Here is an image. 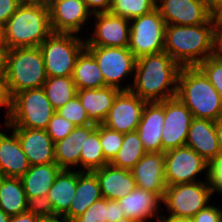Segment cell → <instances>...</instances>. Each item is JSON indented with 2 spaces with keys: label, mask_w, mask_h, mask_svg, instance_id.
<instances>
[{
  "label": "cell",
  "mask_w": 222,
  "mask_h": 222,
  "mask_svg": "<svg viewBox=\"0 0 222 222\" xmlns=\"http://www.w3.org/2000/svg\"><path fill=\"white\" fill-rule=\"evenodd\" d=\"M182 67L166 52L136 59L133 83L124 85L147 102H160L177 95L178 75Z\"/></svg>",
  "instance_id": "6da1fadb"
},
{
  "label": "cell",
  "mask_w": 222,
  "mask_h": 222,
  "mask_svg": "<svg viewBox=\"0 0 222 222\" xmlns=\"http://www.w3.org/2000/svg\"><path fill=\"white\" fill-rule=\"evenodd\" d=\"M164 52L181 67L198 66L215 54L213 15L198 25H166Z\"/></svg>",
  "instance_id": "7a4b0ae2"
},
{
  "label": "cell",
  "mask_w": 222,
  "mask_h": 222,
  "mask_svg": "<svg viewBox=\"0 0 222 222\" xmlns=\"http://www.w3.org/2000/svg\"><path fill=\"white\" fill-rule=\"evenodd\" d=\"M52 33L48 4L22 2L2 27V44L8 50L39 47Z\"/></svg>",
  "instance_id": "3957f363"
},
{
  "label": "cell",
  "mask_w": 222,
  "mask_h": 222,
  "mask_svg": "<svg viewBox=\"0 0 222 222\" xmlns=\"http://www.w3.org/2000/svg\"><path fill=\"white\" fill-rule=\"evenodd\" d=\"M176 97L194 118L216 121L222 117L221 96L197 66L180 69Z\"/></svg>",
  "instance_id": "277c9868"
},
{
  "label": "cell",
  "mask_w": 222,
  "mask_h": 222,
  "mask_svg": "<svg viewBox=\"0 0 222 222\" xmlns=\"http://www.w3.org/2000/svg\"><path fill=\"white\" fill-rule=\"evenodd\" d=\"M5 79L11 98L24 90L42 88L47 75L40 48L24 47L8 50Z\"/></svg>",
  "instance_id": "5b68a950"
},
{
  "label": "cell",
  "mask_w": 222,
  "mask_h": 222,
  "mask_svg": "<svg viewBox=\"0 0 222 222\" xmlns=\"http://www.w3.org/2000/svg\"><path fill=\"white\" fill-rule=\"evenodd\" d=\"M55 112L43 88L24 90L11 98L6 125L46 130Z\"/></svg>",
  "instance_id": "8992f818"
},
{
  "label": "cell",
  "mask_w": 222,
  "mask_h": 222,
  "mask_svg": "<svg viewBox=\"0 0 222 222\" xmlns=\"http://www.w3.org/2000/svg\"><path fill=\"white\" fill-rule=\"evenodd\" d=\"M85 39L74 33H52L39 46L47 77L72 76Z\"/></svg>",
  "instance_id": "52a82bcc"
},
{
  "label": "cell",
  "mask_w": 222,
  "mask_h": 222,
  "mask_svg": "<svg viewBox=\"0 0 222 222\" xmlns=\"http://www.w3.org/2000/svg\"><path fill=\"white\" fill-rule=\"evenodd\" d=\"M213 190L209 180L166 186L163 205L171 216L193 218L211 201Z\"/></svg>",
  "instance_id": "ba28073f"
},
{
  "label": "cell",
  "mask_w": 222,
  "mask_h": 222,
  "mask_svg": "<svg viewBox=\"0 0 222 222\" xmlns=\"http://www.w3.org/2000/svg\"><path fill=\"white\" fill-rule=\"evenodd\" d=\"M166 25L156 8L130 20L128 48L136 59L164 51Z\"/></svg>",
  "instance_id": "9c48e42d"
},
{
  "label": "cell",
  "mask_w": 222,
  "mask_h": 222,
  "mask_svg": "<svg viewBox=\"0 0 222 222\" xmlns=\"http://www.w3.org/2000/svg\"><path fill=\"white\" fill-rule=\"evenodd\" d=\"M165 153V182L166 186L176 184L194 183L201 172H206L209 180V163L187 146L168 150Z\"/></svg>",
  "instance_id": "30bf717a"
},
{
  "label": "cell",
  "mask_w": 222,
  "mask_h": 222,
  "mask_svg": "<svg viewBox=\"0 0 222 222\" xmlns=\"http://www.w3.org/2000/svg\"><path fill=\"white\" fill-rule=\"evenodd\" d=\"M85 48L95 58L105 84L124 91L123 81L128 76H134L136 64V58L129 48L99 46H86Z\"/></svg>",
  "instance_id": "8fae6325"
},
{
  "label": "cell",
  "mask_w": 222,
  "mask_h": 222,
  "mask_svg": "<svg viewBox=\"0 0 222 222\" xmlns=\"http://www.w3.org/2000/svg\"><path fill=\"white\" fill-rule=\"evenodd\" d=\"M193 119L191 111L176 96L164 100L162 152L185 146Z\"/></svg>",
  "instance_id": "7c38bea8"
},
{
  "label": "cell",
  "mask_w": 222,
  "mask_h": 222,
  "mask_svg": "<svg viewBox=\"0 0 222 222\" xmlns=\"http://www.w3.org/2000/svg\"><path fill=\"white\" fill-rule=\"evenodd\" d=\"M95 28L92 36L85 38L86 46L128 48L130 20L111 12L93 14Z\"/></svg>",
  "instance_id": "4fadbf2b"
},
{
  "label": "cell",
  "mask_w": 222,
  "mask_h": 222,
  "mask_svg": "<svg viewBox=\"0 0 222 222\" xmlns=\"http://www.w3.org/2000/svg\"><path fill=\"white\" fill-rule=\"evenodd\" d=\"M146 103L147 101L131 91H121L115 98L103 125L123 134L136 131Z\"/></svg>",
  "instance_id": "5bb4252c"
},
{
  "label": "cell",
  "mask_w": 222,
  "mask_h": 222,
  "mask_svg": "<svg viewBox=\"0 0 222 222\" xmlns=\"http://www.w3.org/2000/svg\"><path fill=\"white\" fill-rule=\"evenodd\" d=\"M48 8L53 33L79 34L93 18L83 0H52Z\"/></svg>",
  "instance_id": "9a60e30c"
},
{
  "label": "cell",
  "mask_w": 222,
  "mask_h": 222,
  "mask_svg": "<svg viewBox=\"0 0 222 222\" xmlns=\"http://www.w3.org/2000/svg\"><path fill=\"white\" fill-rule=\"evenodd\" d=\"M156 9L167 25H198L213 15L206 0H156Z\"/></svg>",
  "instance_id": "2e32d148"
},
{
  "label": "cell",
  "mask_w": 222,
  "mask_h": 222,
  "mask_svg": "<svg viewBox=\"0 0 222 222\" xmlns=\"http://www.w3.org/2000/svg\"><path fill=\"white\" fill-rule=\"evenodd\" d=\"M13 130L18 137L22 150L30 165L56 163L55 143L44 129H28L23 127H7Z\"/></svg>",
  "instance_id": "e0dca14e"
},
{
  "label": "cell",
  "mask_w": 222,
  "mask_h": 222,
  "mask_svg": "<svg viewBox=\"0 0 222 222\" xmlns=\"http://www.w3.org/2000/svg\"><path fill=\"white\" fill-rule=\"evenodd\" d=\"M164 165V152L146 153L131 169L136 187L155 192L163 199L166 190Z\"/></svg>",
  "instance_id": "ac0fdd59"
},
{
  "label": "cell",
  "mask_w": 222,
  "mask_h": 222,
  "mask_svg": "<svg viewBox=\"0 0 222 222\" xmlns=\"http://www.w3.org/2000/svg\"><path fill=\"white\" fill-rule=\"evenodd\" d=\"M164 125V101L147 102L141 121L136 129L147 153L162 151V130Z\"/></svg>",
  "instance_id": "d6986e66"
},
{
  "label": "cell",
  "mask_w": 222,
  "mask_h": 222,
  "mask_svg": "<svg viewBox=\"0 0 222 222\" xmlns=\"http://www.w3.org/2000/svg\"><path fill=\"white\" fill-rule=\"evenodd\" d=\"M118 202L125 217L135 222H146L148 219L157 217V222L163 214H160L159 206L162 198L155 192L136 187L132 192ZM159 212V213H158ZM160 215V216H159Z\"/></svg>",
  "instance_id": "ffe728a7"
},
{
  "label": "cell",
  "mask_w": 222,
  "mask_h": 222,
  "mask_svg": "<svg viewBox=\"0 0 222 222\" xmlns=\"http://www.w3.org/2000/svg\"><path fill=\"white\" fill-rule=\"evenodd\" d=\"M185 146L192 148L210 164L221 154L215 131V121L194 118L188 130Z\"/></svg>",
  "instance_id": "44dd1931"
},
{
  "label": "cell",
  "mask_w": 222,
  "mask_h": 222,
  "mask_svg": "<svg viewBox=\"0 0 222 222\" xmlns=\"http://www.w3.org/2000/svg\"><path fill=\"white\" fill-rule=\"evenodd\" d=\"M93 172L99 181L102 198L118 201L136 188L131 170L107 164Z\"/></svg>",
  "instance_id": "7402d4cb"
},
{
  "label": "cell",
  "mask_w": 222,
  "mask_h": 222,
  "mask_svg": "<svg viewBox=\"0 0 222 222\" xmlns=\"http://www.w3.org/2000/svg\"><path fill=\"white\" fill-rule=\"evenodd\" d=\"M97 128L96 124L75 126L70 134L55 143V161L61 169L73 170L80 165L82 146L89 135Z\"/></svg>",
  "instance_id": "603a6c76"
},
{
  "label": "cell",
  "mask_w": 222,
  "mask_h": 222,
  "mask_svg": "<svg viewBox=\"0 0 222 222\" xmlns=\"http://www.w3.org/2000/svg\"><path fill=\"white\" fill-rule=\"evenodd\" d=\"M120 89L106 86L98 89L77 90V96L88 114V119L96 125L103 124Z\"/></svg>",
  "instance_id": "cb8c5ba5"
},
{
  "label": "cell",
  "mask_w": 222,
  "mask_h": 222,
  "mask_svg": "<svg viewBox=\"0 0 222 222\" xmlns=\"http://www.w3.org/2000/svg\"><path fill=\"white\" fill-rule=\"evenodd\" d=\"M30 166L17 134L12 131L9 136L0 130V169L4 176L21 178Z\"/></svg>",
  "instance_id": "d4e9b609"
},
{
  "label": "cell",
  "mask_w": 222,
  "mask_h": 222,
  "mask_svg": "<svg viewBox=\"0 0 222 222\" xmlns=\"http://www.w3.org/2000/svg\"><path fill=\"white\" fill-rule=\"evenodd\" d=\"M102 198L99 181L93 171H77V187L69 211L63 216L72 222L91 204Z\"/></svg>",
  "instance_id": "484cf974"
},
{
  "label": "cell",
  "mask_w": 222,
  "mask_h": 222,
  "mask_svg": "<svg viewBox=\"0 0 222 222\" xmlns=\"http://www.w3.org/2000/svg\"><path fill=\"white\" fill-rule=\"evenodd\" d=\"M61 170L57 163L30 166L20 178L26 198L47 195Z\"/></svg>",
  "instance_id": "4316f807"
},
{
  "label": "cell",
  "mask_w": 222,
  "mask_h": 222,
  "mask_svg": "<svg viewBox=\"0 0 222 222\" xmlns=\"http://www.w3.org/2000/svg\"><path fill=\"white\" fill-rule=\"evenodd\" d=\"M77 187V170L62 169L48 191L54 216H64L71 206Z\"/></svg>",
  "instance_id": "83f0119b"
},
{
  "label": "cell",
  "mask_w": 222,
  "mask_h": 222,
  "mask_svg": "<svg viewBox=\"0 0 222 222\" xmlns=\"http://www.w3.org/2000/svg\"><path fill=\"white\" fill-rule=\"evenodd\" d=\"M72 77L77 90L107 86L95 58L86 48L77 57Z\"/></svg>",
  "instance_id": "f1b7e54d"
},
{
  "label": "cell",
  "mask_w": 222,
  "mask_h": 222,
  "mask_svg": "<svg viewBox=\"0 0 222 222\" xmlns=\"http://www.w3.org/2000/svg\"><path fill=\"white\" fill-rule=\"evenodd\" d=\"M0 209L10 217L27 211V198L20 178L5 177L2 180Z\"/></svg>",
  "instance_id": "f546056e"
},
{
  "label": "cell",
  "mask_w": 222,
  "mask_h": 222,
  "mask_svg": "<svg viewBox=\"0 0 222 222\" xmlns=\"http://www.w3.org/2000/svg\"><path fill=\"white\" fill-rule=\"evenodd\" d=\"M146 153L137 131L125 133L120 150L109 164L131 170Z\"/></svg>",
  "instance_id": "4dcf8cb0"
},
{
  "label": "cell",
  "mask_w": 222,
  "mask_h": 222,
  "mask_svg": "<svg viewBox=\"0 0 222 222\" xmlns=\"http://www.w3.org/2000/svg\"><path fill=\"white\" fill-rule=\"evenodd\" d=\"M42 88L56 111L77 94L72 76L47 77Z\"/></svg>",
  "instance_id": "1f68e13d"
},
{
  "label": "cell",
  "mask_w": 222,
  "mask_h": 222,
  "mask_svg": "<svg viewBox=\"0 0 222 222\" xmlns=\"http://www.w3.org/2000/svg\"><path fill=\"white\" fill-rule=\"evenodd\" d=\"M109 162L105 159L99 138V125L85 140L80 155L79 171H93Z\"/></svg>",
  "instance_id": "d6a6232c"
},
{
  "label": "cell",
  "mask_w": 222,
  "mask_h": 222,
  "mask_svg": "<svg viewBox=\"0 0 222 222\" xmlns=\"http://www.w3.org/2000/svg\"><path fill=\"white\" fill-rule=\"evenodd\" d=\"M155 8L156 0H112L110 12L131 20L148 14Z\"/></svg>",
  "instance_id": "836d02e7"
},
{
  "label": "cell",
  "mask_w": 222,
  "mask_h": 222,
  "mask_svg": "<svg viewBox=\"0 0 222 222\" xmlns=\"http://www.w3.org/2000/svg\"><path fill=\"white\" fill-rule=\"evenodd\" d=\"M124 134L99 125V138L105 159L110 162L120 150Z\"/></svg>",
  "instance_id": "e575fe53"
},
{
  "label": "cell",
  "mask_w": 222,
  "mask_h": 222,
  "mask_svg": "<svg viewBox=\"0 0 222 222\" xmlns=\"http://www.w3.org/2000/svg\"><path fill=\"white\" fill-rule=\"evenodd\" d=\"M208 78L222 99V56L212 55L197 66Z\"/></svg>",
  "instance_id": "d590c367"
},
{
  "label": "cell",
  "mask_w": 222,
  "mask_h": 222,
  "mask_svg": "<svg viewBox=\"0 0 222 222\" xmlns=\"http://www.w3.org/2000/svg\"><path fill=\"white\" fill-rule=\"evenodd\" d=\"M63 118L67 119L75 126H84L92 124L88 119V114L83 108L78 96L76 95L64 106L60 107L57 111Z\"/></svg>",
  "instance_id": "8d00e7d4"
},
{
  "label": "cell",
  "mask_w": 222,
  "mask_h": 222,
  "mask_svg": "<svg viewBox=\"0 0 222 222\" xmlns=\"http://www.w3.org/2000/svg\"><path fill=\"white\" fill-rule=\"evenodd\" d=\"M109 200L101 198L95 201L86 211L72 222H108Z\"/></svg>",
  "instance_id": "74e56055"
},
{
  "label": "cell",
  "mask_w": 222,
  "mask_h": 222,
  "mask_svg": "<svg viewBox=\"0 0 222 222\" xmlns=\"http://www.w3.org/2000/svg\"><path fill=\"white\" fill-rule=\"evenodd\" d=\"M74 128L75 125L73 123L55 112L49 121L46 131L53 142L56 143L59 140L66 138Z\"/></svg>",
  "instance_id": "f35d334b"
},
{
  "label": "cell",
  "mask_w": 222,
  "mask_h": 222,
  "mask_svg": "<svg viewBox=\"0 0 222 222\" xmlns=\"http://www.w3.org/2000/svg\"><path fill=\"white\" fill-rule=\"evenodd\" d=\"M27 211L40 218L54 217V209L48 195L28 198Z\"/></svg>",
  "instance_id": "ab89813d"
},
{
  "label": "cell",
  "mask_w": 222,
  "mask_h": 222,
  "mask_svg": "<svg viewBox=\"0 0 222 222\" xmlns=\"http://www.w3.org/2000/svg\"><path fill=\"white\" fill-rule=\"evenodd\" d=\"M209 181L214 193L222 195V153L209 164Z\"/></svg>",
  "instance_id": "60d3db41"
},
{
  "label": "cell",
  "mask_w": 222,
  "mask_h": 222,
  "mask_svg": "<svg viewBox=\"0 0 222 222\" xmlns=\"http://www.w3.org/2000/svg\"><path fill=\"white\" fill-rule=\"evenodd\" d=\"M194 222H222V208L209 204L194 217Z\"/></svg>",
  "instance_id": "b9f144b4"
},
{
  "label": "cell",
  "mask_w": 222,
  "mask_h": 222,
  "mask_svg": "<svg viewBox=\"0 0 222 222\" xmlns=\"http://www.w3.org/2000/svg\"><path fill=\"white\" fill-rule=\"evenodd\" d=\"M21 3L20 0H0V26L6 24Z\"/></svg>",
  "instance_id": "7bdbcfd3"
},
{
  "label": "cell",
  "mask_w": 222,
  "mask_h": 222,
  "mask_svg": "<svg viewBox=\"0 0 222 222\" xmlns=\"http://www.w3.org/2000/svg\"><path fill=\"white\" fill-rule=\"evenodd\" d=\"M93 14L110 12L112 0H83Z\"/></svg>",
  "instance_id": "ee69618b"
},
{
  "label": "cell",
  "mask_w": 222,
  "mask_h": 222,
  "mask_svg": "<svg viewBox=\"0 0 222 222\" xmlns=\"http://www.w3.org/2000/svg\"><path fill=\"white\" fill-rule=\"evenodd\" d=\"M6 108L5 124L8 120L10 109H11V97L8 93L6 79H0V108Z\"/></svg>",
  "instance_id": "f6af8a7d"
},
{
  "label": "cell",
  "mask_w": 222,
  "mask_h": 222,
  "mask_svg": "<svg viewBox=\"0 0 222 222\" xmlns=\"http://www.w3.org/2000/svg\"><path fill=\"white\" fill-rule=\"evenodd\" d=\"M125 217L121 209V203L116 200H109V219L108 222H116Z\"/></svg>",
  "instance_id": "bcb514c9"
},
{
  "label": "cell",
  "mask_w": 222,
  "mask_h": 222,
  "mask_svg": "<svg viewBox=\"0 0 222 222\" xmlns=\"http://www.w3.org/2000/svg\"><path fill=\"white\" fill-rule=\"evenodd\" d=\"M215 24V54L222 56V20H214Z\"/></svg>",
  "instance_id": "7dc6e473"
},
{
  "label": "cell",
  "mask_w": 222,
  "mask_h": 222,
  "mask_svg": "<svg viewBox=\"0 0 222 222\" xmlns=\"http://www.w3.org/2000/svg\"><path fill=\"white\" fill-rule=\"evenodd\" d=\"M40 220V217L35 216L30 212L26 211L16 216H11L9 222H39Z\"/></svg>",
  "instance_id": "c3c4849f"
},
{
  "label": "cell",
  "mask_w": 222,
  "mask_h": 222,
  "mask_svg": "<svg viewBox=\"0 0 222 222\" xmlns=\"http://www.w3.org/2000/svg\"><path fill=\"white\" fill-rule=\"evenodd\" d=\"M8 49L0 44V79L6 78V56Z\"/></svg>",
  "instance_id": "681fc988"
},
{
  "label": "cell",
  "mask_w": 222,
  "mask_h": 222,
  "mask_svg": "<svg viewBox=\"0 0 222 222\" xmlns=\"http://www.w3.org/2000/svg\"><path fill=\"white\" fill-rule=\"evenodd\" d=\"M159 222H194L193 218H186V217H178V216H171L163 214L159 219Z\"/></svg>",
  "instance_id": "f907efd6"
},
{
  "label": "cell",
  "mask_w": 222,
  "mask_h": 222,
  "mask_svg": "<svg viewBox=\"0 0 222 222\" xmlns=\"http://www.w3.org/2000/svg\"><path fill=\"white\" fill-rule=\"evenodd\" d=\"M215 131L218 139L219 148L222 153V117L215 121Z\"/></svg>",
  "instance_id": "816d5d0a"
},
{
  "label": "cell",
  "mask_w": 222,
  "mask_h": 222,
  "mask_svg": "<svg viewBox=\"0 0 222 222\" xmlns=\"http://www.w3.org/2000/svg\"><path fill=\"white\" fill-rule=\"evenodd\" d=\"M208 9L214 13L221 5L222 0H206Z\"/></svg>",
  "instance_id": "f5cc1de1"
},
{
  "label": "cell",
  "mask_w": 222,
  "mask_h": 222,
  "mask_svg": "<svg viewBox=\"0 0 222 222\" xmlns=\"http://www.w3.org/2000/svg\"><path fill=\"white\" fill-rule=\"evenodd\" d=\"M39 222H70L63 216H54L50 218H41Z\"/></svg>",
  "instance_id": "db71d44e"
},
{
  "label": "cell",
  "mask_w": 222,
  "mask_h": 222,
  "mask_svg": "<svg viewBox=\"0 0 222 222\" xmlns=\"http://www.w3.org/2000/svg\"><path fill=\"white\" fill-rule=\"evenodd\" d=\"M214 20H222V5L213 13Z\"/></svg>",
  "instance_id": "11a10c76"
},
{
  "label": "cell",
  "mask_w": 222,
  "mask_h": 222,
  "mask_svg": "<svg viewBox=\"0 0 222 222\" xmlns=\"http://www.w3.org/2000/svg\"><path fill=\"white\" fill-rule=\"evenodd\" d=\"M10 216L0 209V222H9Z\"/></svg>",
  "instance_id": "9f6ffc18"
},
{
  "label": "cell",
  "mask_w": 222,
  "mask_h": 222,
  "mask_svg": "<svg viewBox=\"0 0 222 222\" xmlns=\"http://www.w3.org/2000/svg\"><path fill=\"white\" fill-rule=\"evenodd\" d=\"M21 2H30V3H46L47 0H20Z\"/></svg>",
  "instance_id": "6f0895ef"
},
{
  "label": "cell",
  "mask_w": 222,
  "mask_h": 222,
  "mask_svg": "<svg viewBox=\"0 0 222 222\" xmlns=\"http://www.w3.org/2000/svg\"><path fill=\"white\" fill-rule=\"evenodd\" d=\"M116 222H135V221L127 217H123L119 221H116Z\"/></svg>",
  "instance_id": "680465c9"
},
{
  "label": "cell",
  "mask_w": 222,
  "mask_h": 222,
  "mask_svg": "<svg viewBox=\"0 0 222 222\" xmlns=\"http://www.w3.org/2000/svg\"><path fill=\"white\" fill-rule=\"evenodd\" d=\"M5 178V176H4V174H3V172L1 171V169H0V185H1V182H2V180Z\"/></svg>",
  "instance_id": "91938a15"
},
{
  "label": "cell",
  "mask_w": 222,
  "mask_h": 222,
  "mask_svg": "<svg viewBox=\"0 0 222 222\" xmlns=\"http://www.w3.org/2000/svg\"><path fill=\"white\" fill-rule=\"evenodd\" d=\"M0 44H2V26H0Z\"/></svg>",
  "instance_id": "94428289"
}]
</instances>
